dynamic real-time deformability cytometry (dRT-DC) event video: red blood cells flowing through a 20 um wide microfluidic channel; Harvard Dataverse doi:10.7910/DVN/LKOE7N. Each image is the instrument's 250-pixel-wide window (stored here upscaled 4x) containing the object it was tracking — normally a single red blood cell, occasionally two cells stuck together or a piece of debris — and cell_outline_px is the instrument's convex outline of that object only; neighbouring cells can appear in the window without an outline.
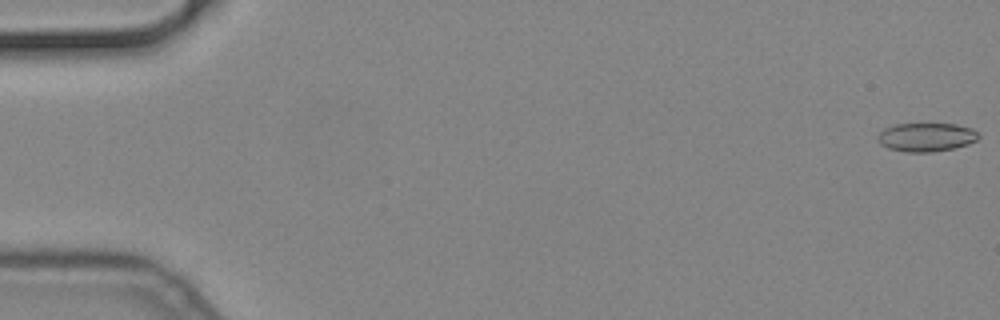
{"species": "common noctule bat (a hibernating species)", "species_latin": "Nyctalus noctula", "temperature_condition": "cold", "stored_images_in_passage": 11, "camera_frame_rate_fps": 3000, "um_per_image_px": 0.085, "animal": {"sex": "male", "body_mass_g": 19.2, "forearm_length_mm": 51.8}, "frame": {"image": 1, "passage_image": 1, "time_ms": 0.0, "image_size_px": [1000, 320], "cell_outline_px": [[980, 136], [976, 140], [968, 144], [952, 148], [932, 152], [904, 152], [888, 148], [880, 144], [876, 136], [884, 128], [896, 124], [956, 124], [972, 128]], "centroid_in_image_um": [78.7, 11.66], "position_along_channel_um": 6.3, "area_um2": 16.82}}